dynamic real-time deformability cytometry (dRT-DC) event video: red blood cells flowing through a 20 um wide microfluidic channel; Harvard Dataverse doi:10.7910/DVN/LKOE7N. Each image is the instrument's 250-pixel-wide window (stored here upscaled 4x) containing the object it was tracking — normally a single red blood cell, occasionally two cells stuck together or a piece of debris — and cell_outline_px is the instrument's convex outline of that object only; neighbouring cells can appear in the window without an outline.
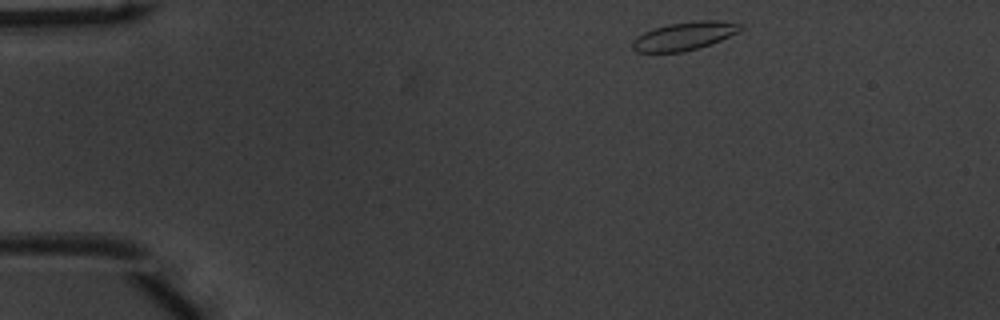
{"species": "common noctule bat (a hibernating species)", "species_latin": "Nyctalus noctula", "temperature_condition": "warm", "stored_images_in_passage": 45, "camera_frame_rate_fps": 3000, "um_per_image_px": 0.085, "animal": {"sex": "male", "body_mass_g": 20.1, "forearm_length_mm": 53.5}, "frame": {"image": 1, "passage_image": 1, "time_ms": 0.0, "image_size_px": [1000, 320], "cell_outline_px": [[744, 28], [740, 32], [712, 44], [684, 52], [636, 52], [632, 48], [632, 40], [644, 32], [668, 24], [696, 20], [716, 20], [744, 24]], "centroid_in_image_um": [58.23, 3.06], "position_along_channel_um": 26.8, "area_um2": 17.98}}
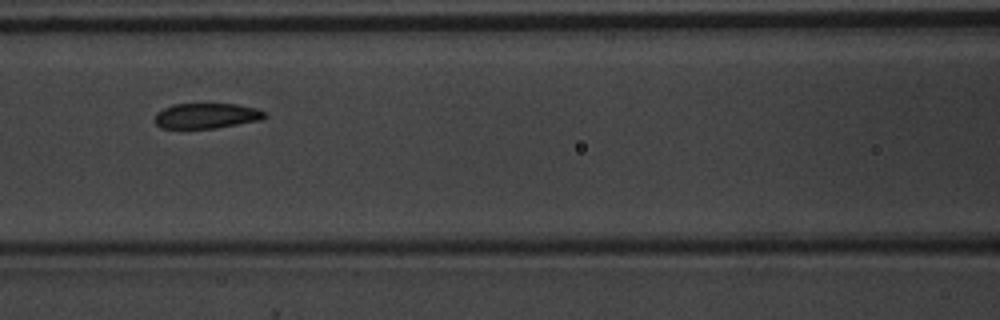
{"frame": {"image": 2, "passage_image": 16, "time_ms": 5.0, "image_size_px": [1000, 320], "cell_outline_px": [[268, 116], [260, 120], [216, 128], [160, 128], [156, 124], [156, 112], [172, 104], [236, 104], [256, 108], [264, 112]], "centroid_in_image_um": [17.55, 9.84], "position_along_channel_um": 149.1, "area_um2": 16.13}}
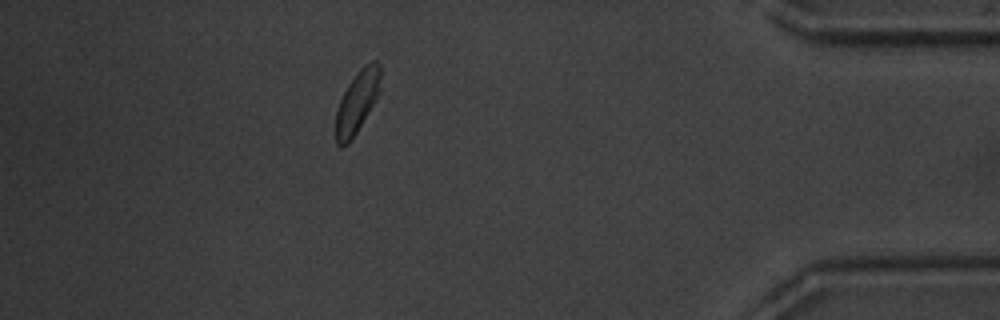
{"frame": {"image": 3, "passage_image": 39, "time_ms": 12.667, "image_size_px": [1000, 320], "cell_outline_px": [[380, 92], [356, 132], [348, 144], [340, 148], [336, 144], [336, 112], [340, 100], [348, 84], [356, 72], [364, 64], [372, 60], [376, 60], [380, 64]], "centroid_in_image_um": [30.36, 8.63], "position_along_channel_um": 404.8, "area_um2": 16.13}, "authors_computed_cell_mechanics": {"area_um2": 17.1088, "velocity_mm_per_s": 3.8823, "shape_relaxation_time_tau1_ms": 2.3414, "shape_relaxation_time_tau2_ms": 1.6951, "deformation_change_tau1": 0.0918, "deformation_change_tau2": 0.0606}}